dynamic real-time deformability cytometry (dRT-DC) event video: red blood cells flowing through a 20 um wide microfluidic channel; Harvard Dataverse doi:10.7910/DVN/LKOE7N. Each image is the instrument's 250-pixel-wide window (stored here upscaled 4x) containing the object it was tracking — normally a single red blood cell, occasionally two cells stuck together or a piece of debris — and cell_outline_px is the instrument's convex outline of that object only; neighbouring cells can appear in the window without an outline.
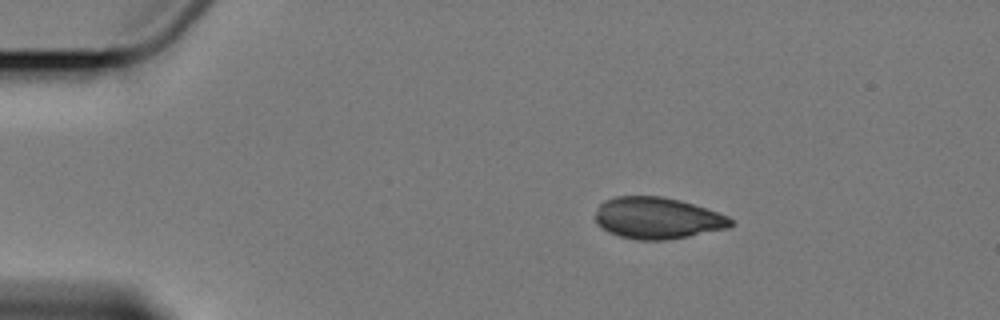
{"species": "Egyptian fruit bat (a non-hibernating species)", "species_latin": "Rousettus aegyptiacus", "temperature_condition": "cold", "stored_images_in_passage": 3, "camera_frame_rate_fps": 3000, "um_per_image_px": 0.085, "animal": {"sex": "female"}, "frame": {"image": 1, "passage_image": 1, "time_ms": 0.0, "image_size_px": [1000, 320], "cell_outline_px": [[732, 224], [728, 228], [688, 236], [664, 240], [640, 240], [620, 236], [596, 224], [596, 212], [600, 204], [604, 200], [616, 196], [660, 196], [680, 200], [728, 216], [732, 220]], "centroid_in_image_um": [55.86, 18.53], "position_along_channel_um": 29.1, "area_um2": 32.37}}